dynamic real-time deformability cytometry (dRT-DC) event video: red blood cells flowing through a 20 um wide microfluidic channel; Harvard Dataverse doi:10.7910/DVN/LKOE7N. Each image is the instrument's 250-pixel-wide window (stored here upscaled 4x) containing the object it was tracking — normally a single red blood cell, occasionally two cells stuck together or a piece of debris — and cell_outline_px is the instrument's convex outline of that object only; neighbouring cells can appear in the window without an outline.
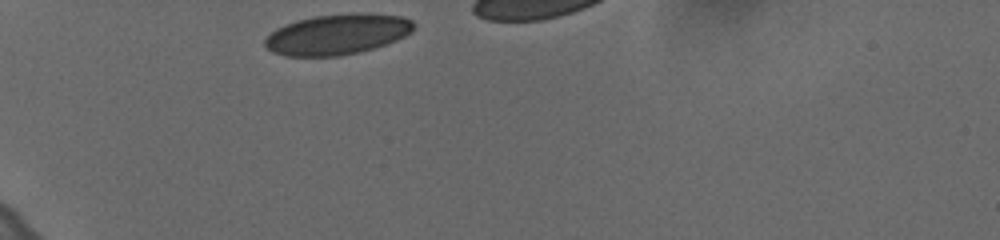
{"species": "human", "species_latin": "Homo sapiens", "temperature_condition": "cold", "stored_images_in_passage": 32, "camera_frame_rate_fps": 3000, "um_per_image_px": 0.085, "donor": {"sex": "female"}, "frame": {"image": 1, "passage_image": 1, "time_ms": 0.0, "image_size_px": [1000, 240], "cell_outline_px": [[416, 28], [412, 32], [396, 40], [360, 52], [340, 56], [284, 56], [272, 52], [264, 44], [264, 40], [276, 28], [284, 24], [296, 20], [316, 16], [352, 12], [368, 12], [400, 16], [412, 20]], "centroid_in_image_um": [28.68, 2.9], "position_along_channel_um": 56.3, "area_um2": 35.43}}
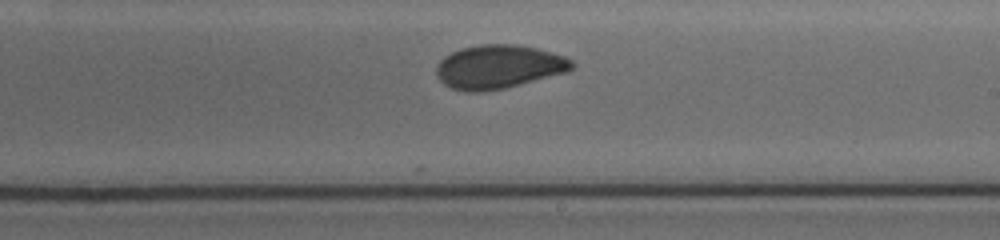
{"frame": {"image": 2, "passage_image": 19, "time_ms": 6.0, "image_size_px": [1000, 240], "cell_outline_px": [[576, 64], [572, 68], [564, 72], [504, 88], [476, 92], [468, 92], [452, 88], [444, 84], [436, 76], [436, 64], [444, 56], [460, 48], [480, 44], [516, 44], [536, 48], [564, 56], [572, 60]], "centroid_in_image_um": [42.34, 5.66], "position_along_channel_um": 246.7, "area_um2": 34.28}}
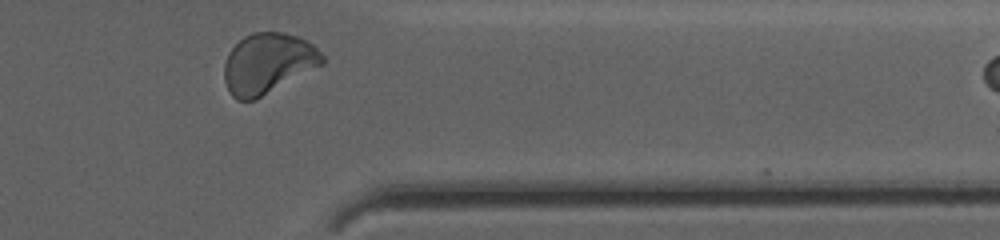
{"frame": {"image": 3, "passage_image": 31, "time_ms": 10.0, "image_size_px": [1000, 240], "cell_outline_px": [[324, 64], [252, 100], [236, 100], [228, 92], [224, 80], [224, 64], [228, 52], [244, 36], [252, 32], [280, 32], [296, 36], [312, 44], [324, 56]], "centroid_in_image_um": [22.74, 5.38], "position_along_channel_um": 388.7, "area_um2": 34.16}, "authors_computed_cell_mechanics": {"area_um2": 34.5355, "velocity_mm_per_s": 3.619, "shape_relaxation_time_tau1_ms": 6.398, "shape_relaxation_time_tau2_ms": 1.1718, "deformation_change_tau1": 0.1099, "deformation_change_tau2": 0.0553}}